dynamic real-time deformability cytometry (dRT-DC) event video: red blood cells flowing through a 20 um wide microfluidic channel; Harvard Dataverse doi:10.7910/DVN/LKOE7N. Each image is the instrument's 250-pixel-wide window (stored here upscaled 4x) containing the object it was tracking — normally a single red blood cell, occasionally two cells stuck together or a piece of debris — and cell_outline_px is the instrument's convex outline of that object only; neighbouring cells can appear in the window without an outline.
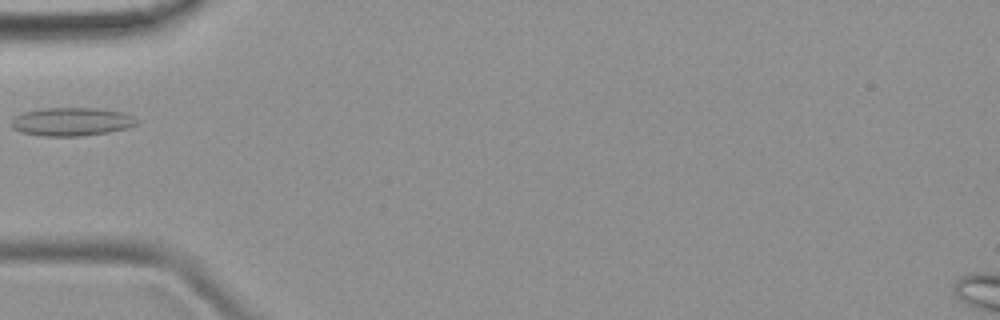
{"species": "common noctule bat (a hibernating species)", "species_latin": "Nyctalus noctula", "temperature_condition": "room temperature", "stored_images_in_passage": 4, "camera_frame_rate_fps": 3000, "um_per_image_px": 0.085, "animal": {"sex": "female", "body_mass_g": 19.9}, "frame": {"image": 1, "passage_image": 3, "time_ms": 2.333, "image_size_px": [1000, 320], "cell_outline_px": [[140, 120], [136, 124], [128, 128], [108, 132], [80, 136], [44, 136], [20, 132], [12, 128], [12, 120], [16, 116], [24, 112], [40, 108], [96, 108], [120, 112], [132, 116]], "centroid_in_image_um": [6.08, 10.34], "position_along_channel_um": 78.9, "area_um2": 20.63}}
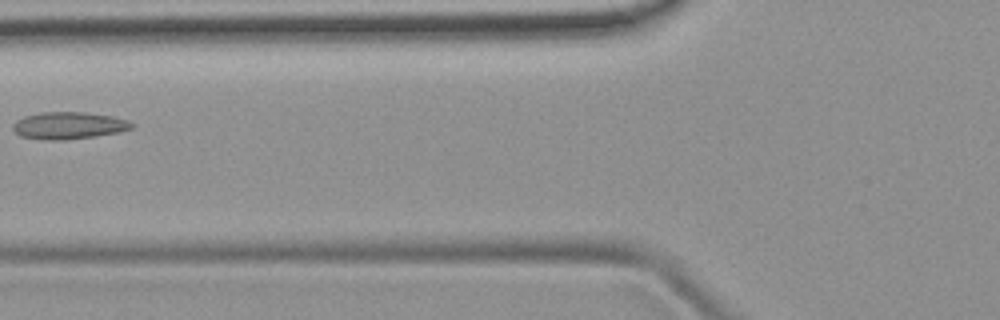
{"frame": {"image": 2, "passage_image": 4, "time_ms": 3.333, "image_size_px": [1000, 320], "cell_outline_px": [[136, 124], [132, 128], [116, 132], [96, 136], [64, 140], [44, 140], [20, 136], [12, 128], [12, 124], [16, 120], [24, 116], [40, 112], [84, 112], [112, 116], [128, 120]], "centroid_in_image_um": [5.82, 10.66], "position_along_channel_um": 120.0, "area_um2": 18.84}}